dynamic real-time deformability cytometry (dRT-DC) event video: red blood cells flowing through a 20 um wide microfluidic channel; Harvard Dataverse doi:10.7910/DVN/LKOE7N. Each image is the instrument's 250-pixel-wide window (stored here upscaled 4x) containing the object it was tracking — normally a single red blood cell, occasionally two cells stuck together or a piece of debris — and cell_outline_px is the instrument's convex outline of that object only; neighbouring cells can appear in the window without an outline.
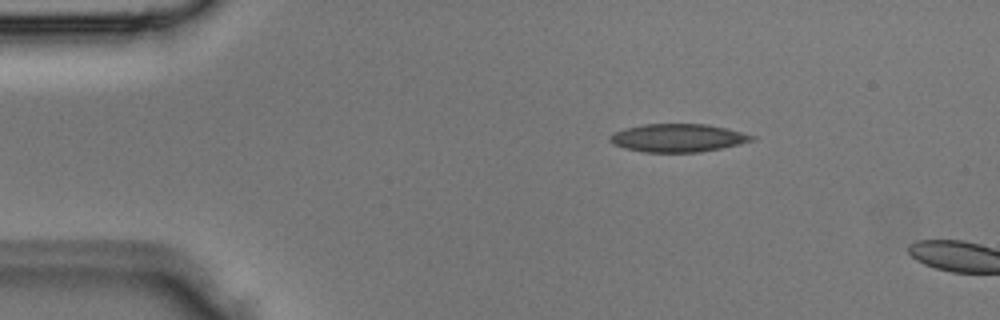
{"species": "Egyptian fruit bat (a non-hibernating species)", "species_latin": "Rousettus aegyptiacus", "temperature_condition": "room temperature", "stored_images_in_passage": 2, "camera_frame_rate_fps": 3000, "um_per_image_px": 0.085, "animal": {"sex": "male"}, "frame": {"image": 1, "passage_image": 1, "time_ms": 0.0, "image_size_px": [1000, 320], "cell_outline_px": [[756, 140], [740, 144], [700, 152], [644, 152], [624, 148], [612, 144], [608, 140], [608, 136], [612, 132], [624, 128], [644, 124], [708, 124], [728, 128], [756, 136]], "centroid_in_image_um": [57.6, 11.72], "position_along_channel_um": 27.4, "area_um2": 23.52}}